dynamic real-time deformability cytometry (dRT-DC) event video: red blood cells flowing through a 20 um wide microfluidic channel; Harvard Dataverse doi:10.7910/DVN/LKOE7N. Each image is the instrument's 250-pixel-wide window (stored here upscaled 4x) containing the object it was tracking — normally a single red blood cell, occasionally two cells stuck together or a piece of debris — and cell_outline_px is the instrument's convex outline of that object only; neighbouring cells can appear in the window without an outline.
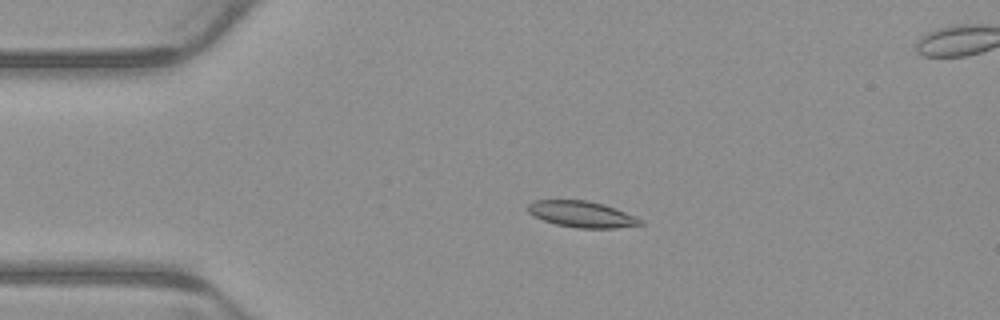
{"species": "common noctule bat (a hibernating species)", "species_latin": "Nyctalus noctula", "temperature_condition": "warm", "stored_images_in_passage": 5, "camera_frame_rate_fps": 3000, "um_per_image_px": 0.085, "animal": {"sex": "male", "body_mass_g": 23.1, "forearm_length_mm": 52.7}, "frame": {"image": 1, "passage_image": 3, "time_ms": 0.667, "image_size_px": [1000, 320], "cell_outline_px": [[644, 224], [616, 228], [576, 228], [556, 224], [532, 216], [528, 212], [528, 204], [536, 200], [584, 200], [604, 204], [616, 208], [644, 220]], "centroid_in_image_um": [49.47, 18.21], "position_along_channel_um": 35.5, "area_um2": 17.22}}